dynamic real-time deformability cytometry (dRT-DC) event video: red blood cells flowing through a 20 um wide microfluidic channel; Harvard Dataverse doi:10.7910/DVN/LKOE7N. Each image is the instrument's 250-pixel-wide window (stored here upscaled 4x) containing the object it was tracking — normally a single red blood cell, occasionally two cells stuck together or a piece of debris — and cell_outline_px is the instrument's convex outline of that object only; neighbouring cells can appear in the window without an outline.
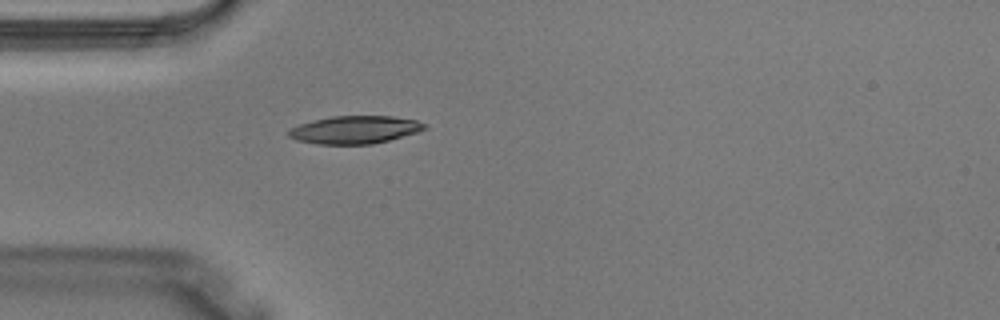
{"species": "Egyptian fruit bat (a non-hibernating species)", "species_latin": "Rousettus aegyptiacus", "temperature_condition": "warm", "stored_images_in_passage": 1, "camera_frame_rate_fps": 3000, "um_per_image_px": 0.085, "animal": {"sex": "male"}, "frame": {"image": 1, "passage_image": 1, "time_ms": 0.0, "image_size_px": [1000, 320], "cell_outline_px": [[428, 128], [416, 132], [388, 140], [372, 144], [316, 144], [296, 140], [288, 136], [288, 128], [312, 120], [332, 116], [392, 116], [416, 120], [428, 124]], "centroid_in_image_um": [30.14, 11.02], "position_along_channel_um": 54.9, "area_um2": 22.08}}